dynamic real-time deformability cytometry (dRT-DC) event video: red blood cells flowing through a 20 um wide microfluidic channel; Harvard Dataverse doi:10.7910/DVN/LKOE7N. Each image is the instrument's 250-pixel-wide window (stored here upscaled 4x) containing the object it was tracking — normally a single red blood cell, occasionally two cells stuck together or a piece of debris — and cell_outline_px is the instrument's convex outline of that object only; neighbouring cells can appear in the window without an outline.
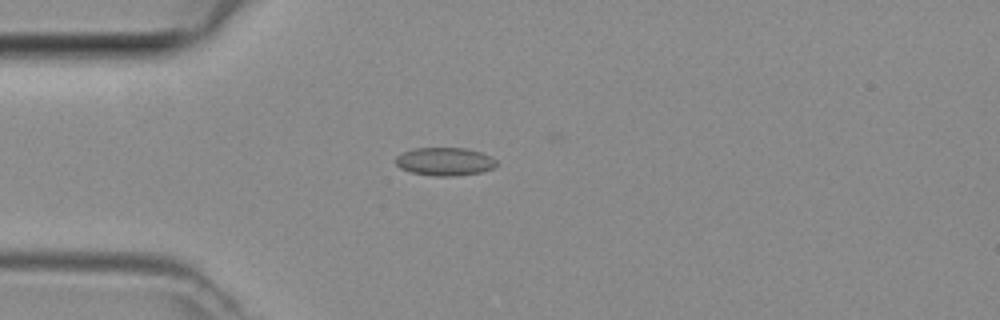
{"species": "common noctule bat (a hibernating species)", "species_latin": "Nyctalus noctula", "temperature_condition": "room temperature", "stored_images_in_passage": 46, "camera_frame_rate_fps": 3000, "um_per_image_px": 0.085, "animal": {"sex": "female", "body_mass_g": 29.2, "forearm_length_mm": 56.3}, "frame": {"image": 1, "passage_image": 12, "time_ms": 3.667, "image_size_px": [1000, 320], "cell_outline_px": [[496, 164], [492, 168], [480, 172], [456, 176], [436, 176], [412, 172], [400, 168], [396, 164], [396, 156], [412, 148], [464, 148], [480, 152], [492, 156], [496, 160]], "centroid_in_image_um": [37.8, 13.72], "position_along_channel_um": 47.2, "area_um2": 16.42}}
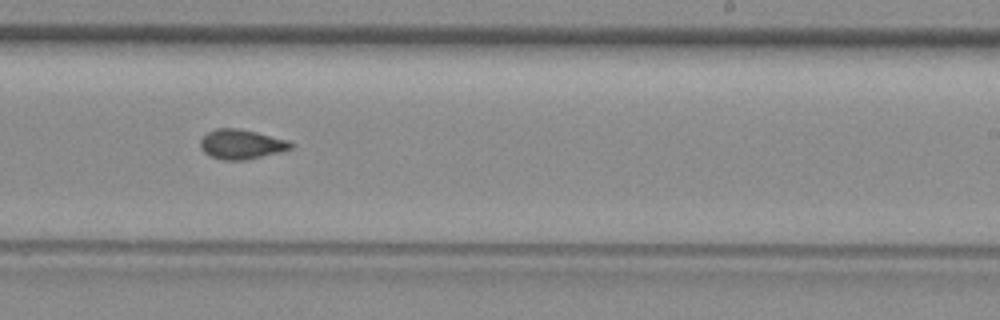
{"frame": {"image": 2, "passage_image": 28, "time_ms": 9.0, "image_size_px": [1000, 320], "cell_outline_px": [[292, 148], [280, 152], [248, 160], [220, 160], [208, 156], [200, 148], [200, 140], [208, 132], [216, 128], [236, 128], [256, 132], [288, 140], [292, 144]], "centroid_in_image_um": [20.48, 12.28], "position_along_channel_um": 268.5, "area_um2": 15.72}}
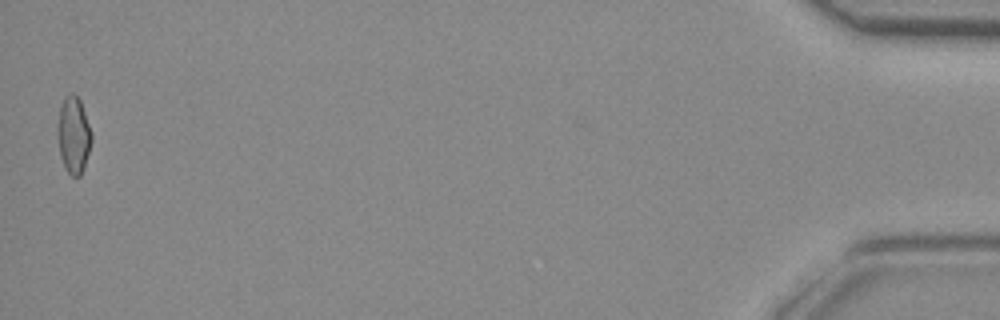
{"frame": {"image": 3, "passage_image": 46, "time_ms": 15.0, "image_size_px": [1000, 320], "cell_outline_px": [[92, 140], [80, 176], [72, 176], [64, 168], [60, 156], [56, 136], [56, 128], [60, 108], [64, 96], [72, 92], [80, 100], [92, 132]], "centroid_in_image_um": [6.22, 11.45], "position_along_channel_um": 429.0, "area_um2": 15.32}}